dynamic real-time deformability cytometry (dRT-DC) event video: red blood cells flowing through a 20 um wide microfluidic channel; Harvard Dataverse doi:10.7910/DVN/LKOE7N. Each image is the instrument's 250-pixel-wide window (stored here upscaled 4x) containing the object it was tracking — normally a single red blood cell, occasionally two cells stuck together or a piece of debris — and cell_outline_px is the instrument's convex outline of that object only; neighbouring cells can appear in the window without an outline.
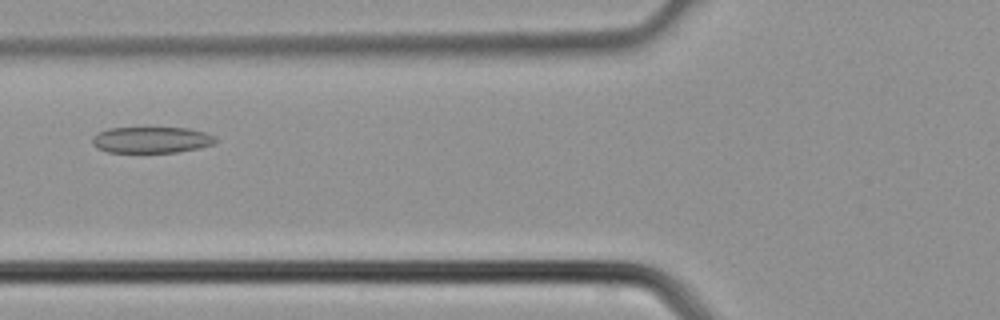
{"species": "common noctule bat (a hibernating species)", "species_latin": "Nyctalus noctula", "temperature_condition": "cold", "stored_images_in_passage": 3, "camera_frame_rate_fps": 3000, "um_per_image_px": 0.085, "animal": {"sex": "male", "body_mass_g": 21.5, "forearm_length_mm": 52.0}, "frame": {"image": 1, "passage_image": 3, "time_ms": 0.667, "image_size_px": [1000, 320], "cell_outline_px": [[220, 140], [216, 144], [200, 148], [176, 152], [108, 152], [96, 148], [92, 144], [92, 136], [96, 132], [108, 128], [188, 128], [204, 132], [216, 136]], "centroid_in_image_um": [12.89, 11.89], "position_along_channel_um": 112.9, "area_um2": 19.13}}